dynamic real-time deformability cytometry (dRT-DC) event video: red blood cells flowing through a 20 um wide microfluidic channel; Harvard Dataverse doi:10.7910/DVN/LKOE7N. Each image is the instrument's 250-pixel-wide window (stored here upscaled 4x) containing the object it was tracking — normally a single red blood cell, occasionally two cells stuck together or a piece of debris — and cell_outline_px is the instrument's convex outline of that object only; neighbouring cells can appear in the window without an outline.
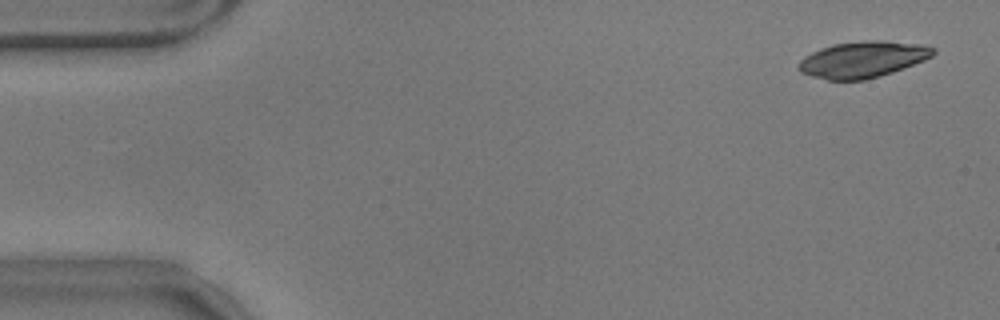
{"species": "common noctule bat (a hibernating species)", "species_latin": "Nyctalus noctula", "temperature_condition": "warm", "stored_images_in_passage": 55, "camera_frame_rate_fps": 3000, "um_per_image_px": 0.085, "animal": {"sex": "male", "body_mass_g": 17.9}, "frame": {"image": 1, "passage_image": 1, "time_ms": 0.0, "image_size_px": [1000, 320], "cell_outline_px": [[936, 52], [932, 56], [924, 60], [892, 72], [880, 76], [864, 80], [828, 80], [812, 76], [800, 72], [800, 60], [804, 56], [820, 48], [832, 44], [864, 40], [884, 40], [920, 44], [936, 48]], "centroid_in_image_um": [73.34, 5.04], "position_along_channel_um": 11.7, "area_um2": 28.44}}
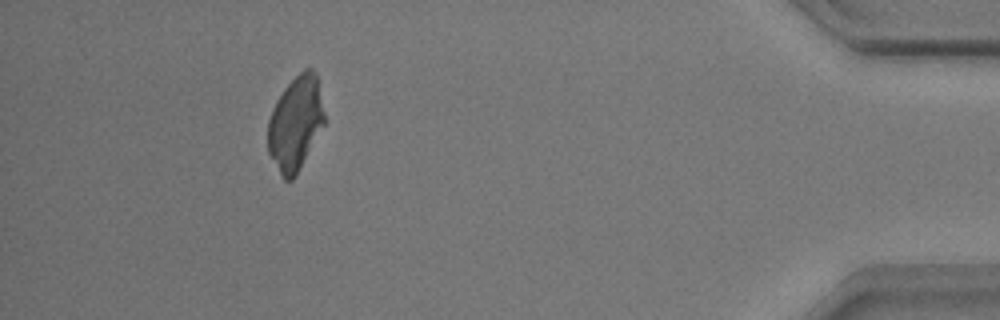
{"frame": {"image": 2, "passage_image": 50, "time_ms": 16.333, "image_size_px": [1000, 320], "cell_outline_px": [[324, 124], [296, 176], [292, 180], [284, 180], [268, 152], [268, 120], [272, 108], [276, 100], [284, 88], [304, 68], [312, 68], [316, 72], [324, 112]], "centroid_in_image_um": [25.11, 10.47], "position_along_channel_um": 410.1, "area_um2": 30.81}}